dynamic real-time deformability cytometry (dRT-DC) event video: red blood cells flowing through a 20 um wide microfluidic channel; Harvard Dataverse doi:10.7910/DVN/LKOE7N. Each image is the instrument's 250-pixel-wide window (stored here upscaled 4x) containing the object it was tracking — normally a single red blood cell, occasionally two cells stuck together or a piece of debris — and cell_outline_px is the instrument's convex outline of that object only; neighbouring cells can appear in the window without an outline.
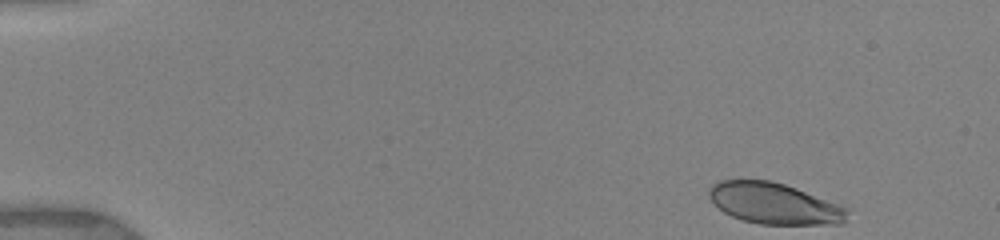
{"species": "human", "species_latin": "Homo sapiens", "temperature_condition": "warm", "stored_images_in_passage": 13, "camera_frame_rate_fps": 3000, "um_per_image_px": 0.085, "donor": {"sex": "female"}, "frame": {"image": 1, "passage_image": 1, "time_ms": 0.0, "image_size_px": [1000, 240], "cell_outline_px": [[848, 212], [844, 224], [760, 224], [744, 220], [732, 216], [724, 212], [708, 196], [708, 188], [712, 184], [720, 180], [772, 180], [796, 188], [840, 204], [848, 208]], "centroid_in_image_um": [65.83, 17.29], "position_along_channel_um": 19.2, "area_um2": 33.12}}
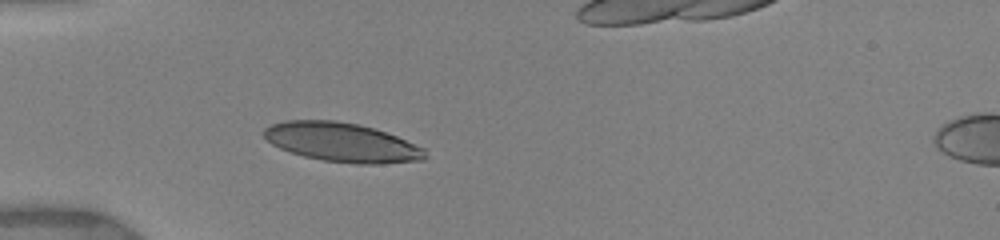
{"frame": {"image": 2, "passage_image": 10, "time_ms": 3.667, "image_size_px": [1000, 240], "cell_outline_px": [[428, 156], [424, 160], [380, 164], [356, 164], [324, 160], [304, 156], [280, 148], [272, 144], [264, 136], [264, 128], [272, 124], [284, 120], [336, 120], [360, 124], [376, 128], [396, 136], [424, 148]], "centroid_in_image_um": [29.09, 12.09], "position_along_channel_um": 55.9, "area_um2": 36.82}}